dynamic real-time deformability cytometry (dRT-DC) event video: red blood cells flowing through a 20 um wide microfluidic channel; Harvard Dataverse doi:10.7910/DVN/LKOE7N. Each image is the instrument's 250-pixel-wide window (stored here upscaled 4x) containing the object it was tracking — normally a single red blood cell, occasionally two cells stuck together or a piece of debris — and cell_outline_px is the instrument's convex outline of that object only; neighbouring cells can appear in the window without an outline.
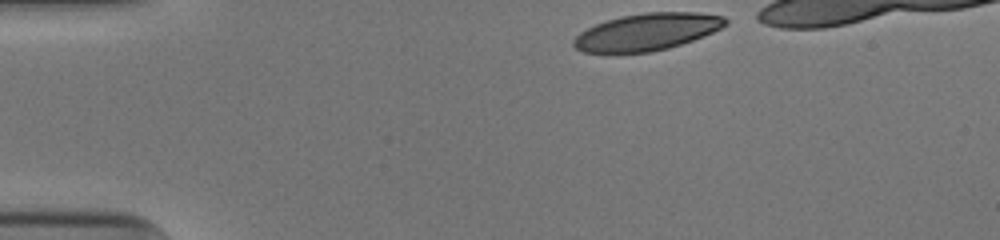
{"species": "human", "species_latin": "Homo sapiens", "temperature_condition": "cold", "stored_images_in_passage": 34, "camera_frame_rate_fps": 3000, "um_per_image_px": 0.085, "donor": {"sex": "male"}, "frame": {"image": 1, "passage_image": 1, "time_ms": 0.0, "image_size_px": [1000, 240], "cell_outline_px": [[728, 24], [704, 36], [668, 48], [648, 52], [584, 52], [576, 48], [572, 44], [572, 40], [580, 32], [596, 24], [620, 16], [644, 12], [696, 12], [724, 16], [728, 20]], "centroid_in_image_um": [55.01, 2.69], "position_along_channel_um": 30.0, "area_um2": 32.54}}
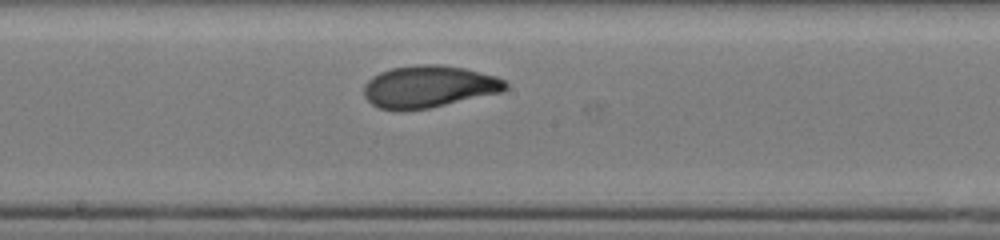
{"frame": {"image": 2, "passage_image": 20, "time_ms": 6.333, "image_size_px": [1000, 240], "cell_outline_px": [[508, 88], [500, 92], [428, 108], [404, 112], [400, 112], [380, 108], [372, 104], [364, 96], [364, 84], [372, 76], [380, 72], [392, 68], [416, 64], [436, 64], [464, 68], [496, 76], [504, 80], [508, 84]], "centroid_in_image_um": [36.4, 7.37], "position_along_channel_um": 211.8, "area_um2": 34.8}}
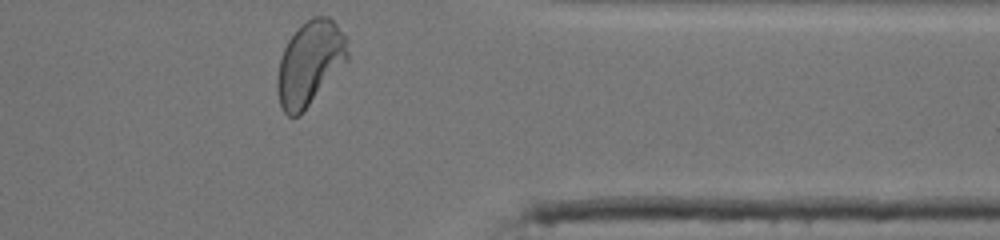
{"frame": {"image": 3, "passage_image": 34, "time_ms": 11.0, "image_size_px": [1000, 240], "cell_outline_px": [[348, 60], [300, 116], [288, 116], [284, 112], [280, 104], [276, 88], [276, 80], [280, 60], [284, 48], [288, 40], [300, 24], [312, 16], [328, 16], [336, 24], [348, 40]], "centroid_in_image_um": [26.33, 5.36], "position_along_channel_um": 385.1, "area_um2": 34.62}, "authors_computed_cell_mechanics": {"area_um2": 34.0731, "velocity_mm_per_s": 3.9292, "shape_relaxation_time_tau1_ms": 4.9918, "shape_relaxation_time_tau2_ms": 1.0573, "deformation_change_tau1": 0.1913, "deformation_change_tau2": 0.062}}